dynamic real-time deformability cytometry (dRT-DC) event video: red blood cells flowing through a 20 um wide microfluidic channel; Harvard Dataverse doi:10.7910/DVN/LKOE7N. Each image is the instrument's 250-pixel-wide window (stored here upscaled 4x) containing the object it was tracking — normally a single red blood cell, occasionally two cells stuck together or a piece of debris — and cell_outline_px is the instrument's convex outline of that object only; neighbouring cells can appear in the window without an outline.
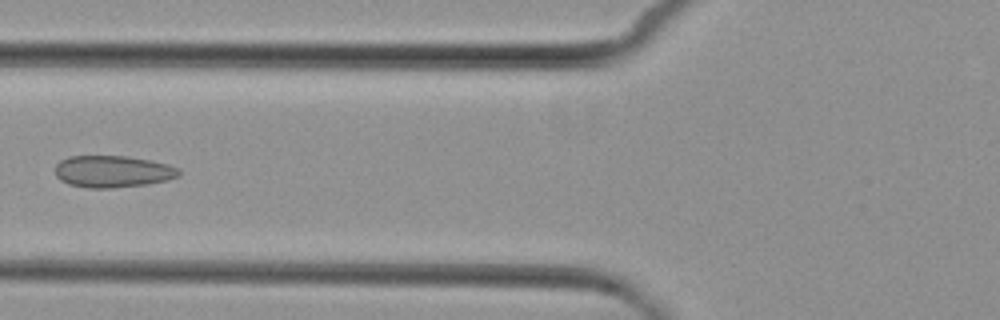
{"species": "common noctule bat (a hibernating species)", "species_latin": "Nyctalus noctula", "temperature_condition": "cold", "stored_images_in_passage": 5, "camera_frame_rate_fps": 3000, "um_per_image_px": 0.085, "animal": {"sex": "female", "body_mass_g": 29.2, "forearm_length_mm": 56.3}, "frame": {"image": 1, "passage_image": 5, "time_ms": 4.667, "image_size_px": [1000, 320], "cell_outline_px": [[180, 176], [168, 180], [148, 184], [112, 188], [88, 188], [68, 184], [60, 180], [56, 176], [56, 164], [60, 160], [68, 156], [128, 156], [152, 160], [168, 164], [180, 168]], "centroid_in_image_um": [9.61, 14.57], "position_along_channel_um": 116.2, "area_um2": 23.29}}